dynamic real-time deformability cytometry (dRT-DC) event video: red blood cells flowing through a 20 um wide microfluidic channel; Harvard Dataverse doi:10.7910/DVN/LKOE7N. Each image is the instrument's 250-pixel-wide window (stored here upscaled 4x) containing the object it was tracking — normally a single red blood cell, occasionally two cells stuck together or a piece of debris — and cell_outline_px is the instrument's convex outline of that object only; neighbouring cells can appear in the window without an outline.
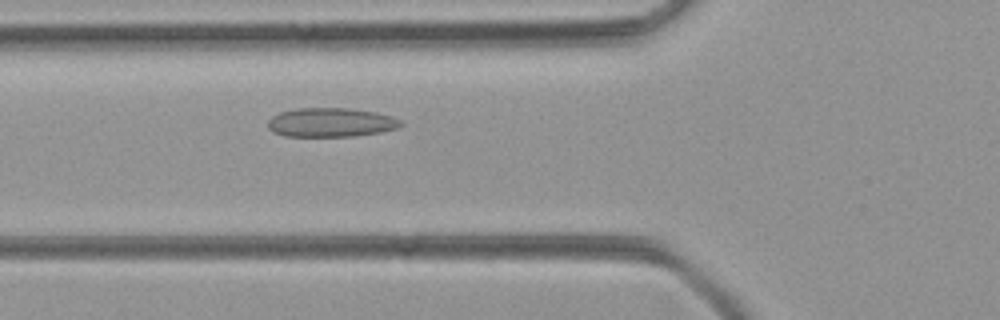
{"species": "common noctule bat (a hibernating species)", "species_latin": "Nyctalus noctula", "temperature_condition": "room temperature", "stored_images_in_passage": 46, "camera_frame_rate_fps": 3000, "um_per_image_px": 0.085, "animal": {"sex": "female", "body_mass_g": 21.9}, "frame": {"image": 1, "passage_image": 14, "time_ms": 4.333, "image_size_px": [1000, 320], "cell_outline_px": [[404, 124], [400, 128], [380, 132], [356, 136], [284, 136], [272, 132], [268, 128], [268, 120], [272, 116], [280, 112], [296, 108], [352, 108], [376, 112], [392, 116], [400, 120]], "centroid_in_image_um": [28.14, 10.4], "position_along_channel_um": 97.7, "area_um2": 22.77}}
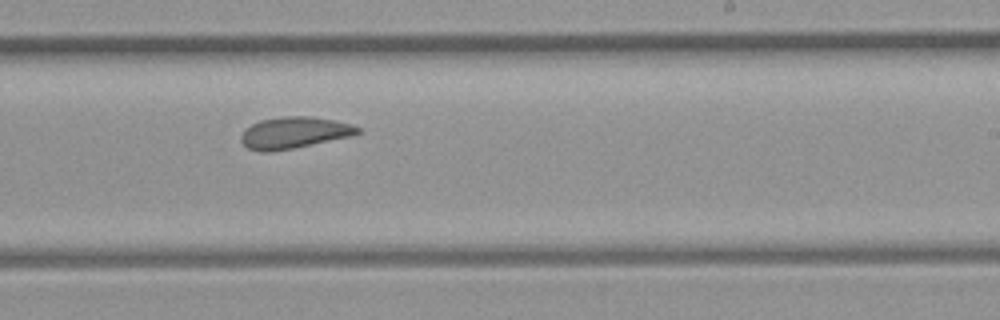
{"frame": {"image": 2, "passage_image": 26, "time_ms": 8.333, "image_size_px": [1000, 320], "cell_outline_px": [[360, 132], [352, 136], [272, 152], [260, 152], [248, 148], [240, 140], [240, 136], [244, 128], [260, 120], [284, 116], [312, 116], [352, 124], [360, 128]], "centroid_in_image_um": [24.97, 11.28], "position_along_channel_um": 264.0, "area_um2": 21.44}}
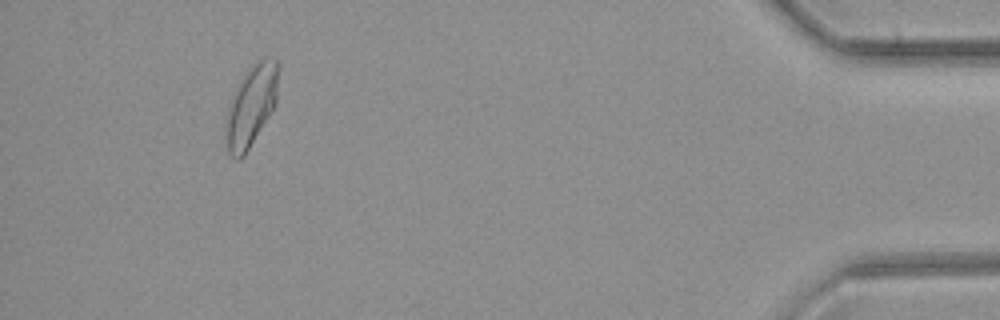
{"frame": {"image": 3, "passage_image": 42, "time_ms": 13.667, "image_size_px": [1000, 320], "cell_outline_px": [[276, 104], [244, 156], [240, 160], [236, 160], [228, 152], [228, 108], [232, 96], [240, 80], [248, 68], [256, 60], [276, 60]], "centroid_in_image_um": [21.34, 9.02], "position_along_channel_um": 413.9, "area_um2": 23.58}}